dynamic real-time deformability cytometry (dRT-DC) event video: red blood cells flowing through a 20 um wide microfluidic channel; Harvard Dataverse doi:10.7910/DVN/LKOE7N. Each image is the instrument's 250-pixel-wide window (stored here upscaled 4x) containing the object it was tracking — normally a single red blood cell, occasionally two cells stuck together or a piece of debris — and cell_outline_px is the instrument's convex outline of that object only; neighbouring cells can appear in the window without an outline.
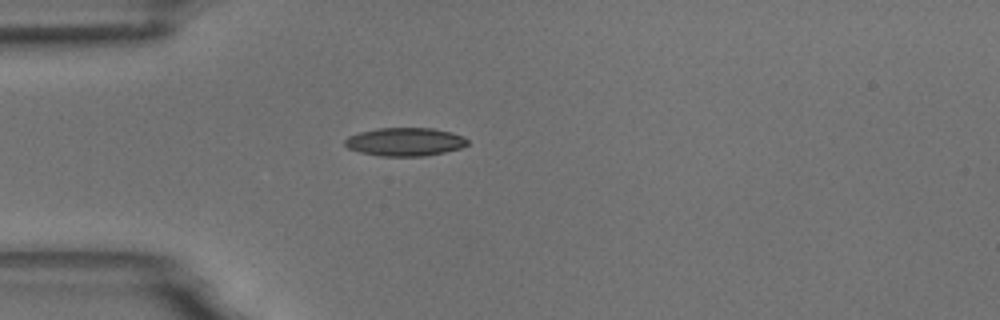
{"species": "common noctule bat (a hibernating species)", "species_latin": "Nyctalus noctula", "temperature_condition": "room temperature", "stored_images_in_passage": 1, "camera_frame_rate_fps": 3000, "um_per_image_px": 0.085, "animal": {"sex": "male", "body_mass_g": 18.8}, "frame": {"image": 1, "passage_image": 1, "time_ms": 0.0, "image_size_px": [1000, 320], "cell_outline_px": [[468, 144], [460, 148], [444, 152], [424, 156], [380, 156], [360, 152], [348, 148], [344, 144], [344, 140], [348, 136], [360, 132], [376, 128], [432, 128], [452, 132], [464, 136], [468, 140]], "centroid_in_image_um": [34.42, 12.05], "position_along_channel_um": 50.6, "area_um2": 20.29}}